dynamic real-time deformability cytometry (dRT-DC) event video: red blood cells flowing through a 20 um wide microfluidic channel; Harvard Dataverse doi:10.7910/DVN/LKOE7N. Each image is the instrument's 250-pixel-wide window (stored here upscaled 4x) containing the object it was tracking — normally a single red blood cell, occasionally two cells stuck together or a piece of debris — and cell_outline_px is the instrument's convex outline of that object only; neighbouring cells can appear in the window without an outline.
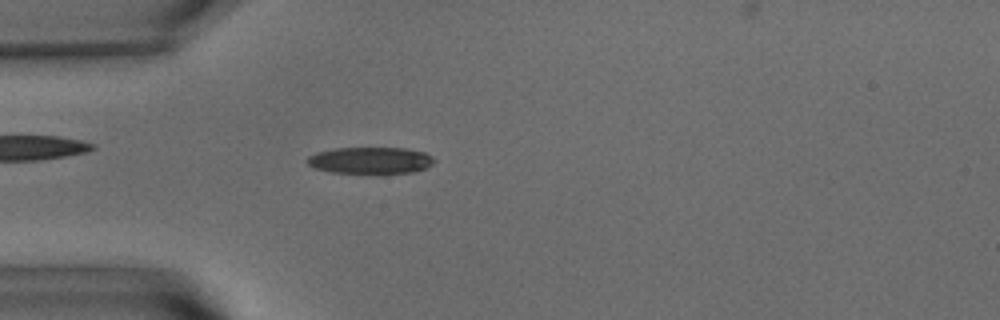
{"species": "common noctule bat (a hibernating species)", "species_latin": "Nyctalus noctula", "temperature_condition": "warm", "stored_images_in_passage": 45, "camera_frame_rate_fps": 3000, "um_per_image_px": 0.085, "animal": {"sex": "male", "body_mass_g": 15.6}, "frame": {"image": 1, "passage_image": 6, "time_ms": 1.667, "image_size_px": [1000, 320], "cell_outline_px": [[436, 160], [432, 164], [424, 168], [412, 172], [376, 176], [332, 172], [312, 168], [304, 160], [308, 156], [316, 152], [332, 148], [404, 148], [424, 152], [432, 156]], "centroid_in_image_um": [31.44, 13.67], "position_along_channel_um": 53.6, "area_um2": 20.69}}
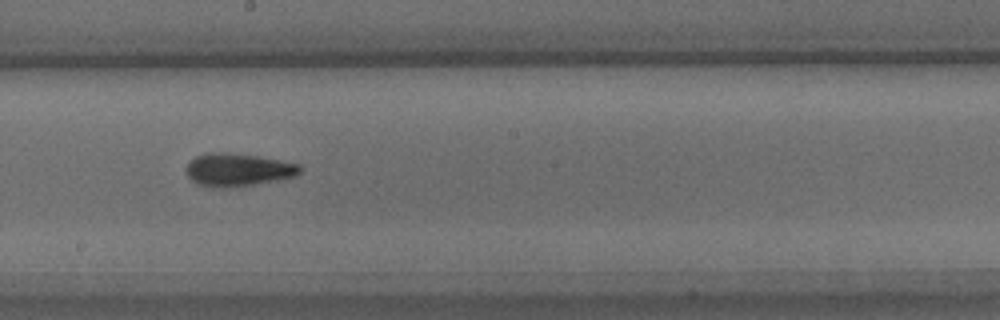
{"frame": {"image": 2, "passage_image": 21, "time_ms": 6.667, "image_size_px": [1000, 320], "cell_outline_px": [[300, 172], [296, 176], [276, 180], [252, 184], [196, 184], [188, 176], [184, 168], [196, 156], [208, 152], [228, 152], [256, 156], [280, 160], [300, 164]], "centroid_in_image_um": [20.24, 14.36], "position_along_channel_um": 228.0, "area_um2": 20.81}}
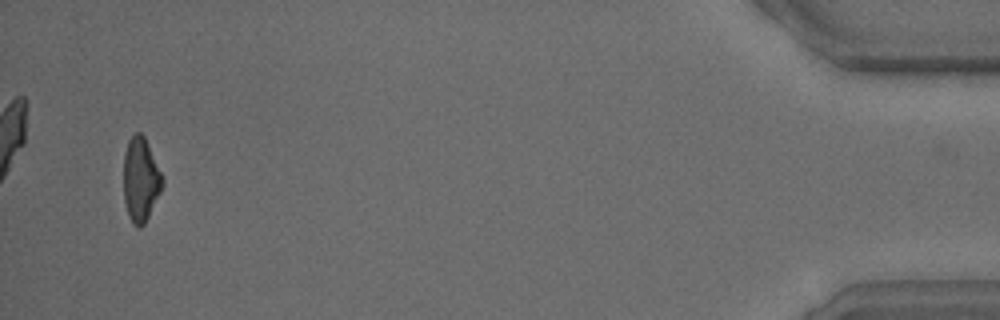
{"frame": {"image": 3, "passage_image": 44, "time_ms": 14.333, "image_size_px": [1000, 320], "cell_outline_px": [[164, 184], [144, 224], [140, 228], [136, 228], [132, 224], [128, 216], [124, 200], [124, 152], [128, 140], [136, 132], [140, 132], [144, 136], [164, 176]], "centroid_in_image_um": [11.96, 15.27], "position_along_channel_um": 423.2, "area_um2": 19.19}, "authors_computed_cell_mechanics": {"area_um2": 20.0566, "velocity_mm_per_s": 3.6258, "shape_relaxation_time_tau1_ms": 4.6402, "shape_relaxation_time_tau2_ms": 1.7504, "deformation_change_tau1": 0.1735, "deformation_change_tau2": 0.1061}}